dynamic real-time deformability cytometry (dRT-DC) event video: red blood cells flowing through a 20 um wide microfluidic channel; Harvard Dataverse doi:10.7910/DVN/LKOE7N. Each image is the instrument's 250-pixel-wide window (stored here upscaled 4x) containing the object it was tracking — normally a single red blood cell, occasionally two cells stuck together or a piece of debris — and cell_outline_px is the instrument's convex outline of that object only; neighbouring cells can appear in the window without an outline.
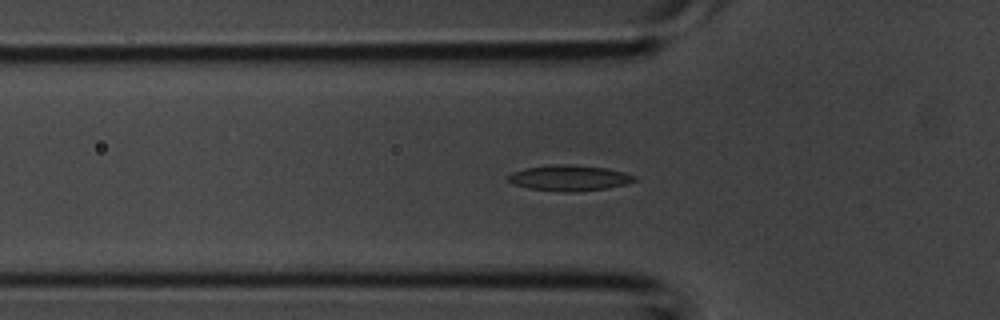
{"species": "common noctule bat (a hibernating species)", "species_latin": "Nyctalus noctula", "temperature_condition": "room temperature", "stored_images_in_passage": 42, "segment_of_instrument_passage": [1, 2], "camera_frame_rate_fps": 3000, "um_per_image_px": 0.085, "animal": {"sex": "male", "body_mass_g": 20.1, "forearm_length_mm": 53.5}, "frame": {"image": 1, "passage_image": 13, "time_ms": 4.0, "image_size_px": [1000, 320], "cell_outline_px": [[636, 180], [624, 184], [608, 188], [572, 192], [564, 192], [528, 188], [512, 184], [508, 180], [508, 176], [512, 172], [524, 168], [552, 164], [572, 164], [604, 168], [624, 172], [636, 176]], "centroid_in_image_um": [48.36, 15.12], "position_along_channel_um": 77.4, "area_um2": 18.9}}
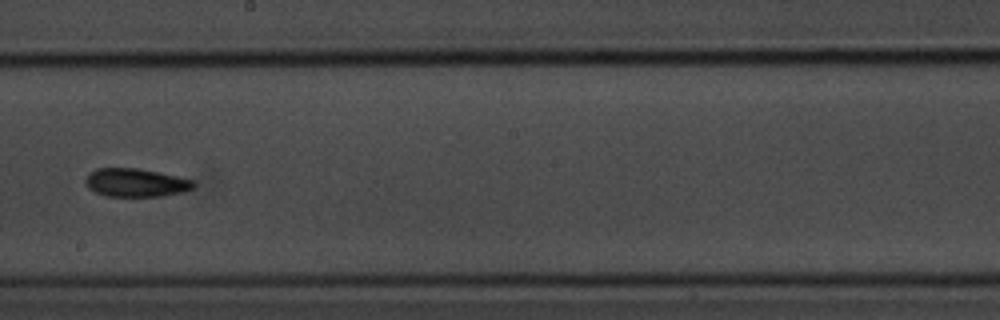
{"frame": {"image": 2, "passage_image": 23, "time_ms": 7.333, "image_size_px": [1000, 320], "cell_outline_px": [[196, 184], [192, 188], [184, 192], [160, 196], [104, 196], [88, 188], [84, 180], [88, 172], [96, 168], [136, 168], [196, 180]], "centroid_in_image_um": [11.52, 15.52], "position_along_channel_um": 236.7, "area_um2": 17.92}}
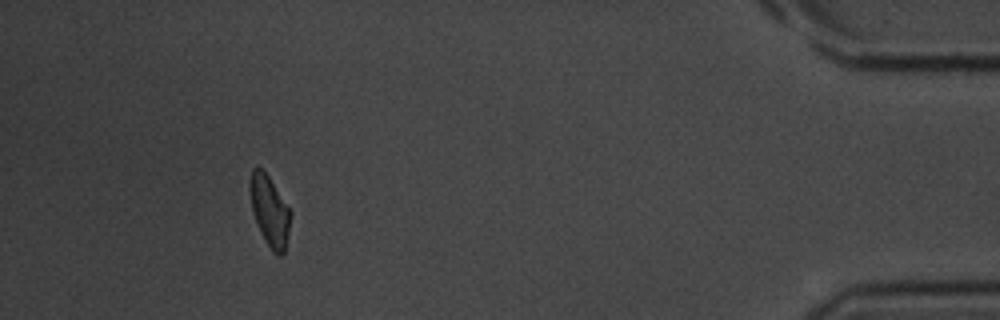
{"frame": {"image": 3, "passage_image": 38, "time_ms": 12.333, "image_size_px": [1000, 320], "cell_outline_px": [[292, 212], [284, 252], [280, 256], [276, 256], [272, 252], [256, 224], [252, 212], [248, 188], [248, 180], [252, 168], [260, 168], [268, 176]], "centroid_in_image_um": [22.88, 17.92], "position_along_channel_um": 412.3, "area_um2": 16.76}}